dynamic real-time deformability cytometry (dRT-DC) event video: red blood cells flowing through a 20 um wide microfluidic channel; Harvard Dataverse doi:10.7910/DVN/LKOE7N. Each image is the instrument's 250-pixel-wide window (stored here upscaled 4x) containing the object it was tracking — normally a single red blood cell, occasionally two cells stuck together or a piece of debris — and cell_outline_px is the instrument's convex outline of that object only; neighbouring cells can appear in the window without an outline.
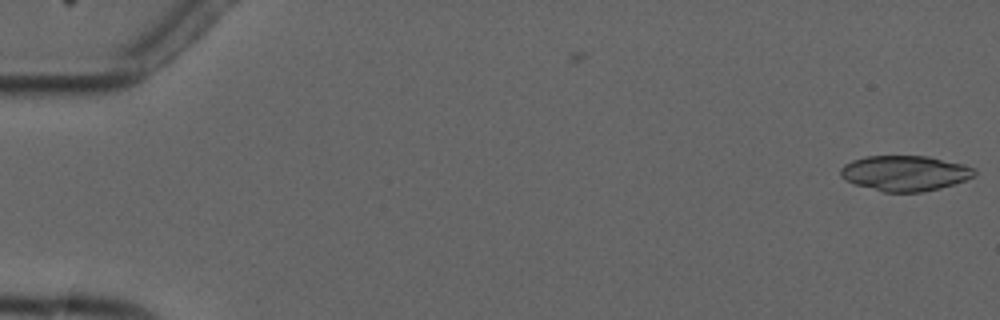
{"species": "common noctule bat (a hibernating species)", "species_latin": "Nyctalus noctula", "temperature_condition": "cold", "stored_images_in_passage": 2, "camera_frame_rate_fps": 3000, "um_per_image_px": 0.085, "animal": {"sex": "male", "forearm_length_mm": 52.5}, "frame": {"image": 1, "passage_image": 2, "time_ms": 1.0, "image_size_px": [1000, 320], "cell_outline_px": [[976, 176], [940, 188], [920, 192], [884, 192], [856, 184], [844, 180], [840, 176], [840, 168], [844, 164], [852, 160], [864, 156], [928, 156], [964, 164], [976, 168]], "centroid_in_image_um": [76.92, 14.71], "position_along_channel_um": 8.1, "area_um2": 27.69}}